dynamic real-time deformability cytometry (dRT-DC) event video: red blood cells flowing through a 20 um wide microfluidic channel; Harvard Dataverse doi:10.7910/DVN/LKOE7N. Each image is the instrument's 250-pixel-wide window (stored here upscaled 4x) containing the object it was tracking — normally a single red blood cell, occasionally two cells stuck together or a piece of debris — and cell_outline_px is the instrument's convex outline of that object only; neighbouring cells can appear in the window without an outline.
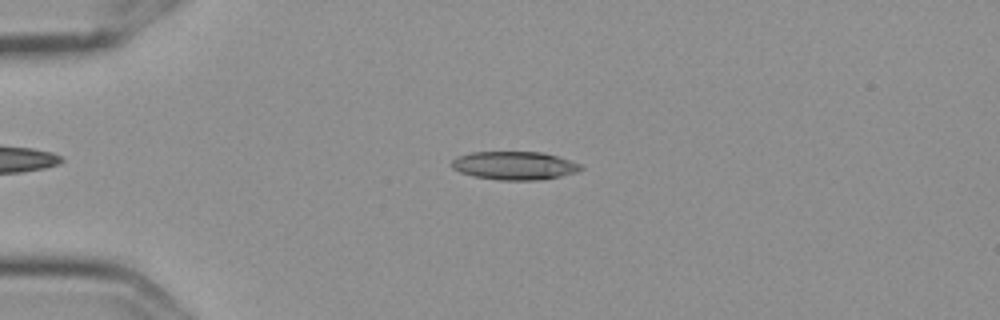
{"species": "Egyptian fruit bat (a non-hibernating species)", "species_latin": "Rousettus aegyptiacus", "temperature_condition": "cold", "stored_images_in_passage": 55, "camera_frame_rate_fps": 3000, "um_per_image_px": 0.085, "frame": {"image": 1, "passage_image": 13, "time_ms": 4.0, "image_size_px": [1000, 320], "cell_outline_px": [[584, 168], [576, 172], [560, 176], [536, 180], [500, 180], [472, 176], [460, 172], [452, 168], [452, 160], [456, 156], [472, 152], [544, 152], [580, 164]], "centroid_in_image_um": [43.69, 14.07], "position_along_channel_um": 41.3, "area_um2": 21.21}}
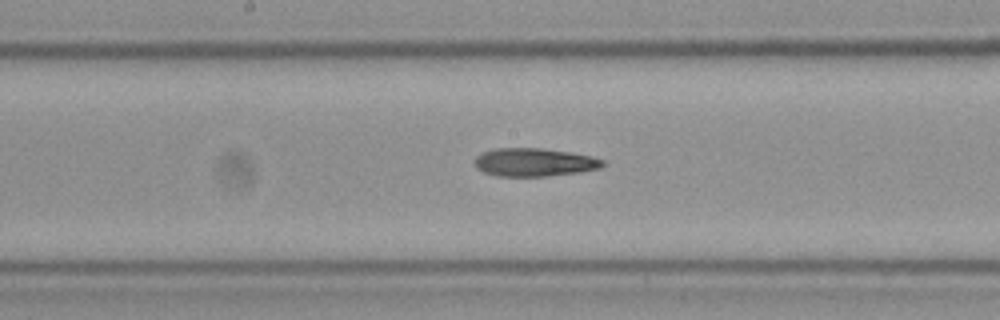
{"frame": {"image": 2, "passage_image": 29, "time_ms": 9.333, "image_size_px": [1000, 320], "cell_outline_px": [[608, 164], [600, 168], [580, 172], [544, 176], [496, 176], [484, 172], [476, 168], [472, 160], [480, 152], [492, 148], [544, 148], [572, 152], [592, 156], [604, 160]], "centroid_in_image_um": [45.4, 13.78], "position_along_channel_um": 202.8, "area_um2": 21.5}}
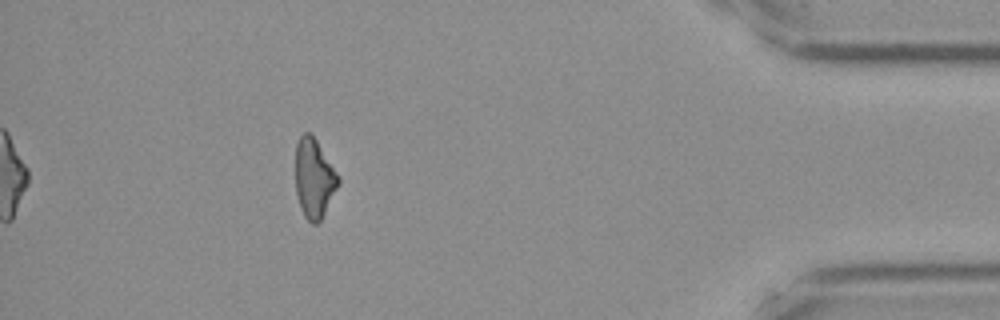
{"frame": {"image": 3, "passage_image": 50, "time_ms": 16.333, "image_size_px": [1000, 320], "cell_outline_px": [[340, 184], [320, 220], [316, 224], [312, 224], [304, 216], [300, 208], [296, 192], [296, 144], [300, 136], [304, 132], [308, 132], [316, 140], [340, 176]], "centroid_in_image_um": [26.7, 15.17], "position_along_channel_um": 408.5, "area_um2": 19.71}, "authors_computed_cell_mechanics": {"area_um2": 21.1548, "velocity_mm_per_s": 3.6146, "shape_relaxation_time_tau1_ms": 5.6844, "shape_relaxation_time_tau2_ms": 8.6279, "deformation_change_tau1": 0.1647, "deformation_change_tau2": 0.2147}}